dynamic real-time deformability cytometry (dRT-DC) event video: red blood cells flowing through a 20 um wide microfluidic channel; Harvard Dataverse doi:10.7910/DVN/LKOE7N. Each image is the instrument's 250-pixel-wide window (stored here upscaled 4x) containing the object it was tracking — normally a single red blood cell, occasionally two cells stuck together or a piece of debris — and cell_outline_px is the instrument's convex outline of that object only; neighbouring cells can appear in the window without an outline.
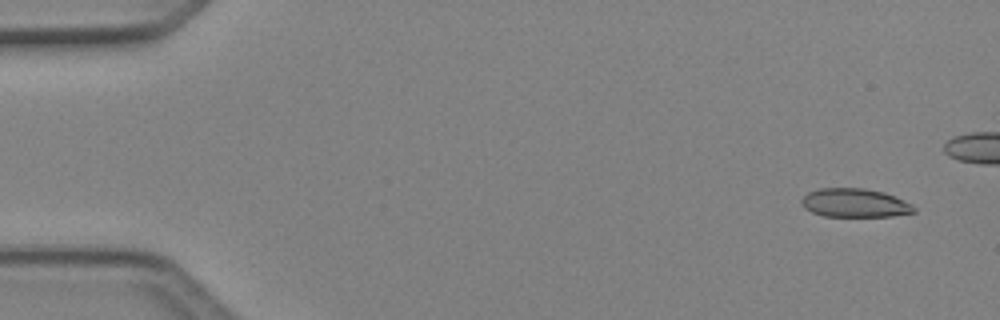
{"species": "Egyptian fruit bat (a non-hibernating species)", "species_latin": "Rousettus aegyptiacus", "temperature_condition": "cold", "stored_images_in_passage": 7, "camera_frame_rate_fps": 3000, "um_per_image_px": 0.085, "animal": {"sex": "female"}, "frame": {"image": 1, "passage_image": 1, "time_ms": 0.0, "image_size_px": [1000, 320], "cell_outline_px": [[916, 212], [892, 216], [824, 216], [812, 212], [804, 208], [800, 200], [808, 192], [820, 188], [864, 188], [884, 192], [904, 200], [912, 204], [916, 208]], "centroid_in_image_um": [72.67, 17.25], "position_along_channel_um": 12.3, "area_um2": 18.84}}
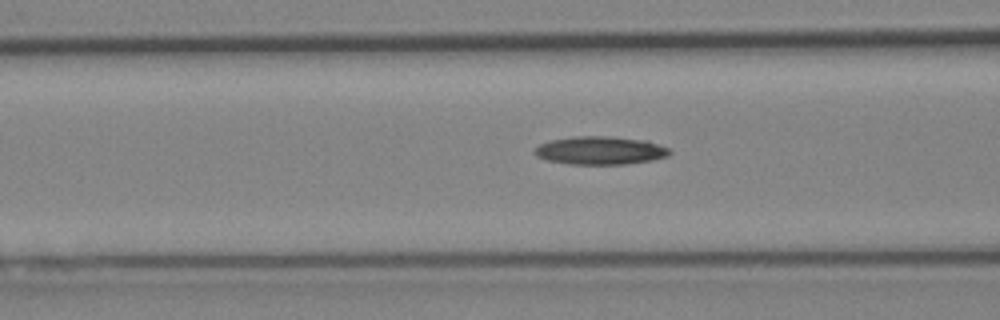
{"frame": {"image": 2, "passage_image": 7, "time_ms": 2.0, "image_size_px": [1000, 320], "cell_outline_px": [[672, 152], [668, 156], [652, 160], [624, 164], [568, 164], [544, 160], [536, 156], [532, 152], [532, 148], [548, 140], [572, 136], [608, 136], [648, 140], [668, 148]], "centroid_in_image_um": [50.96, 12.78], "position_along_channel_um": 115.6, "area_um2": 22.54}}